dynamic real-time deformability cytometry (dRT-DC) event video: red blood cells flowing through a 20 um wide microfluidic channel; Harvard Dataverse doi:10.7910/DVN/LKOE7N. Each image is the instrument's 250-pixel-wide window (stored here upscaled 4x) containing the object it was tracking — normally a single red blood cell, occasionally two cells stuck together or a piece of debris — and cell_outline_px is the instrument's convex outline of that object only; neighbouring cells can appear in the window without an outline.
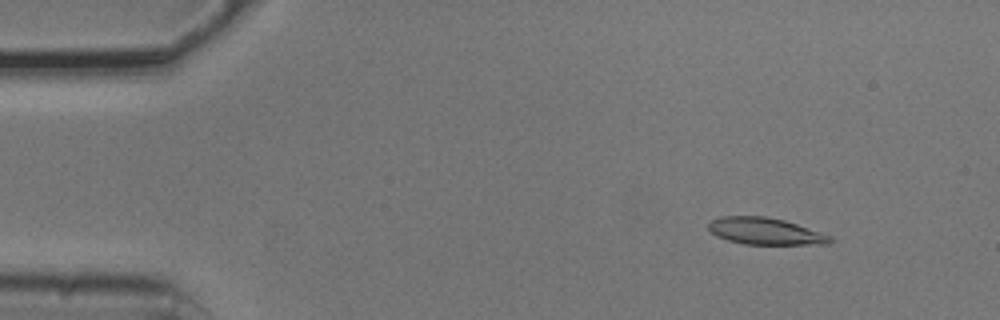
{"species": "common noctule bat (a hibernating species)", "species_latin": "Nyctalus noctula", "temperature_condition": "cold", "stored_images_in_passage": 7, "camera_frame_rate_fps": 3000, "um_per_image_px": 0.085, "animal": {"sex": "male", "body_mass_g": 20.5, "forearm_length_mm": 52.5}, "frame": {"image": 1, "passage_image": 2, "time_ms": 0.333, "image_size_px": [1000, 320], "cell_outline_px": [[836, 240], [828, 244], [744, 244], [728, 240], [716, 236], [708, 228], [708, 224], [712, 220], [720, 216], [764, 216], [784, 220], [832, 236]], "centroid_in_image_um": [65.06, 19.65], "position_along_channel_um": 19.9, "area_um2": 18.96}}
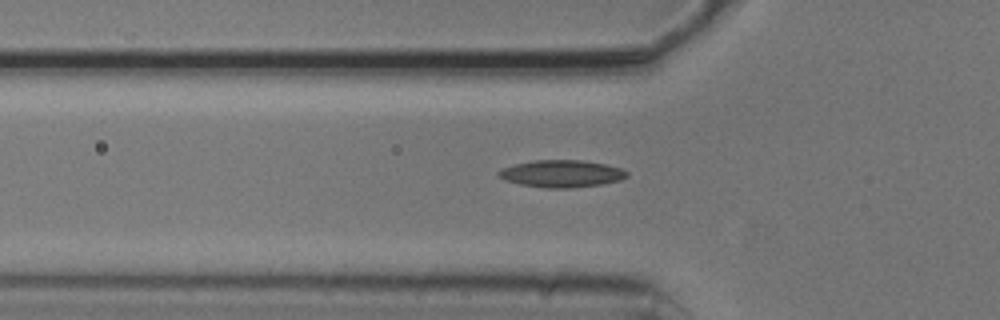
{"frame": {"image": 2, "passage_image": 6, "time_ms": 1.667, "image_size_px": [1000, 320], "cell_outline_px": [[628, 176], [620, 180], [600, 184], [572, 188], [544, 188], [520, 184], [504, 180], [496, 172], [500, 168], [532, 160], [584, 160], [608, 164], [620, 168], [628, 172]], "centroid_in_image_um": [47.73, 14.75], "position_along_channel_um": 78.1, "area_um2": 20.46}}
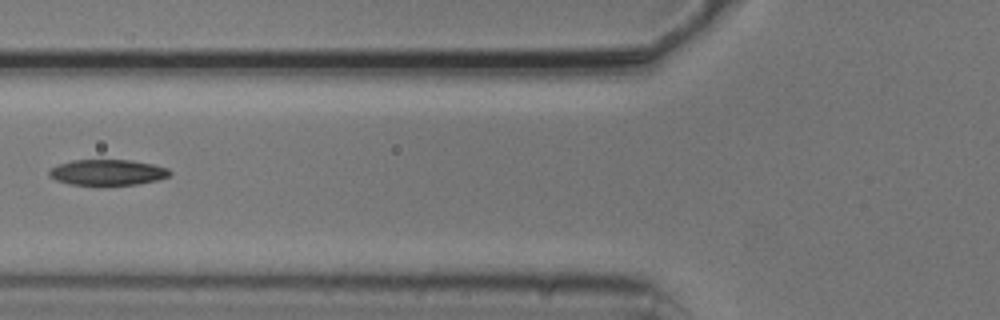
{"frame": {"image": 3, "passage_image": 7, "time_ms": 2.0, "image_size_px": [1000, 320], "cell_outline_px": [[172, 172], [168, 176], [160, 180], [136, 184], [104, 188], [68, 184], [56, 180], [48, 176], [48, 172], [52, 168], [60, 164], [72, 160], [132, 160], [152, 164], [168, 168]], "centroid_in_image_um": [9.14, 14.7], "position_along_channel_um": 116.7, "area_um2": 18.9}}